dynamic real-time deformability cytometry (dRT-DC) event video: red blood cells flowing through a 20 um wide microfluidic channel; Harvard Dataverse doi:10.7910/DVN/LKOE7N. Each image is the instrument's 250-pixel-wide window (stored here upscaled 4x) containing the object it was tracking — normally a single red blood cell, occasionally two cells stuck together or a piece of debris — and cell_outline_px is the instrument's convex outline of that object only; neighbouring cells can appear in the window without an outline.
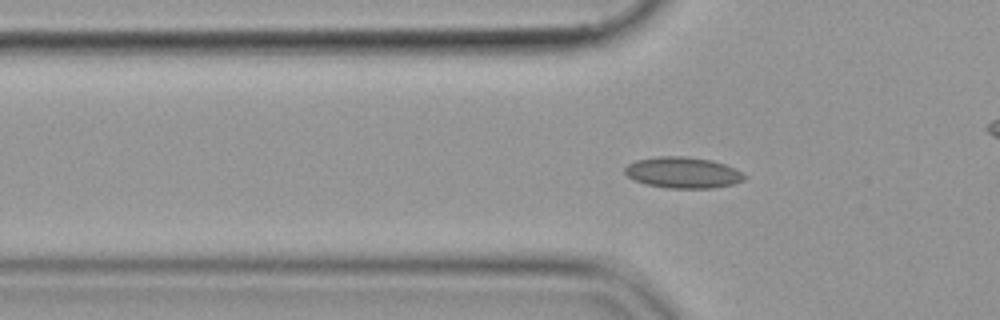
{"species": "common noctule bat (a hibernating species)", "species_latin": "Nyctalus noctula", "temperature_condition": "cold", "stored_images_in_passage": 55, "camera_frame_rate_fps": 3000, "um_per_image_px": 0.085, "animal": {"sex": "female", "body_mass_g": 19.9}, "frame": {"image": 1, "passage_image": 17, "time_ms": 5.333, "image_size_px": [1000, 320], "cell_outline_px": [[748, 176], [744, 180], [732, 184], [712, 188], [668, 188], [644, 184], [632, 180], [624, 172], [624, 168], [628, 164], [636, 160], [656, 156], [688, 156], [712, 160], [736, 168]], "centroid_in_image_um": [58.04, 14.66], "position_along_channel_um": 67.8, "area_um2": 21.96}}
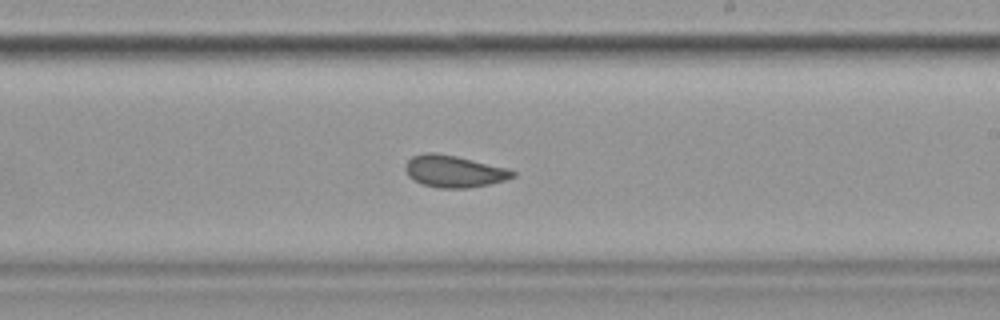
{"frame": {"image": 2, "passage_image": 32, "time_ms": 10.333, "image_size_px": [1000, 320], "cell_outline_px": [[516, 176], [504, 180], [488, 184], [468, 188], [440, 188], [424, 184], [408, 176], [404, 168], [404, 164], [412, 156], [424, 152], [436, 152], [456, 156], [508, 168], [516, 172]], "centroid_in_image_um": [38.58, 14.55], "position_along_channel_um": 250.4, "area_um2": 19.94}}
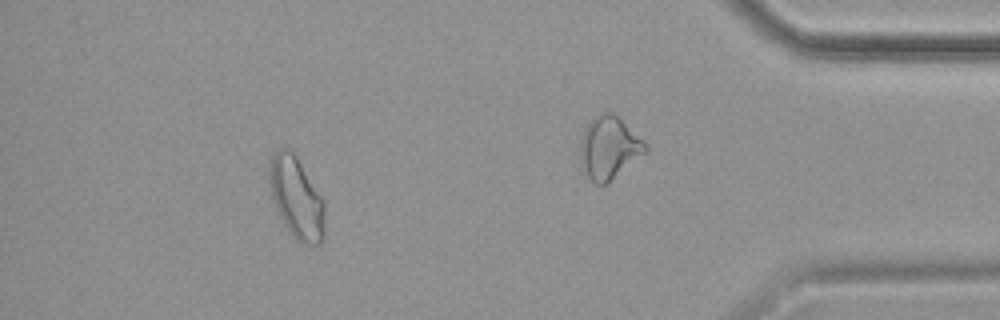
{"frame": {"image": 3, "passage_image": 49, "time_ms": 16.0, "image_size_px": [1000, 320], "cell_outline_px": [[324, 236], [320, 244], [300, 244], [288, 232], [272, 200], [268, 180], [268, 164], [276, 148], [288, 148], [296, 152], [324, 200]], "centroid_in_image_um": [25.18, 16.76], "position_along_channel_um": 410.0, "area_um2": 27.17}}